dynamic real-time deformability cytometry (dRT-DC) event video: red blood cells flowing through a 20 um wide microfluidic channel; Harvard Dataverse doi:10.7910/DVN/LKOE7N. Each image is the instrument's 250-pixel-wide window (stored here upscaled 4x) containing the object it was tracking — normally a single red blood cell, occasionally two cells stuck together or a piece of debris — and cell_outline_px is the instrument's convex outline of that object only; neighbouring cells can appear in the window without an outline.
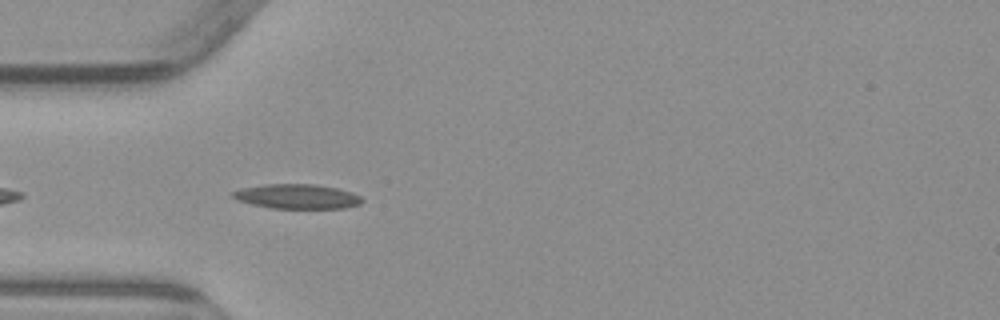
{"species": "common noctule bat (a hibernating species)", "species_latin": "Nyctalus noctula", "temperature_condition": "warm", "stored_images_in_passage": 5, "camera_frame_rate_fps": 3000, "um_per_image_px": 0.085, "animal": {"sex": "male", "body_mass_g": 23.1, "forearm_length_mm": 52.7}, "frame": {"image": 1, "passage_image": 4, "time_ms": 3.667, "image_size_px": [1000, 320], "cell_outline_px": [[364, 200], [360, 204], [344, 208], [272, 208], [252, 204], [236, 200], [232, 196], [232, 192], [240, 188], [264, 184], [316, 184], [336, 188], [352, 192], [360, 196]], "centroid_in_image_um": [25.25, 16.69], "position_along_channel_um": 59.8, "area_um2": 18.55}}
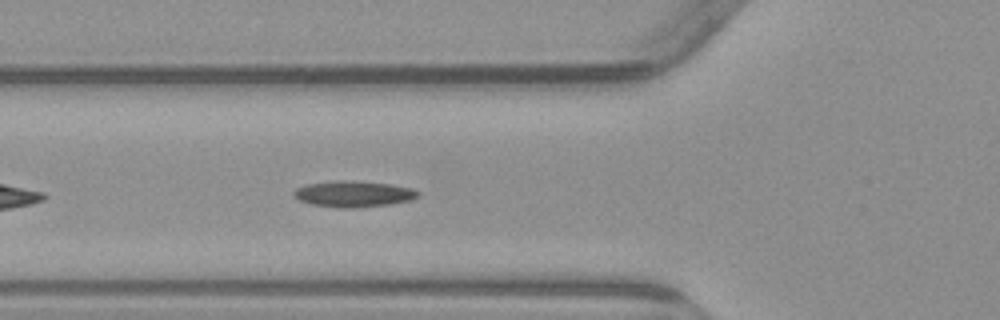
{"frame": {"image": 2, "passage_image": 5, "time_ms": 4.667, "image_size_px": [1000, 320], "cell_outline_px": [[420, 196], [412, 200], [392, 204], [352, 208], [340, 208], [312, 204], [300, 200], [292, 192], [296, 188], [308, 184], [336, 180], [348, 180], [388, 184], [416, 188], [420, 192]], "centroid_in_image_um": [30.12, 16.48], "position_along_channel_um": 95.7, "area_um2": 18.96}}